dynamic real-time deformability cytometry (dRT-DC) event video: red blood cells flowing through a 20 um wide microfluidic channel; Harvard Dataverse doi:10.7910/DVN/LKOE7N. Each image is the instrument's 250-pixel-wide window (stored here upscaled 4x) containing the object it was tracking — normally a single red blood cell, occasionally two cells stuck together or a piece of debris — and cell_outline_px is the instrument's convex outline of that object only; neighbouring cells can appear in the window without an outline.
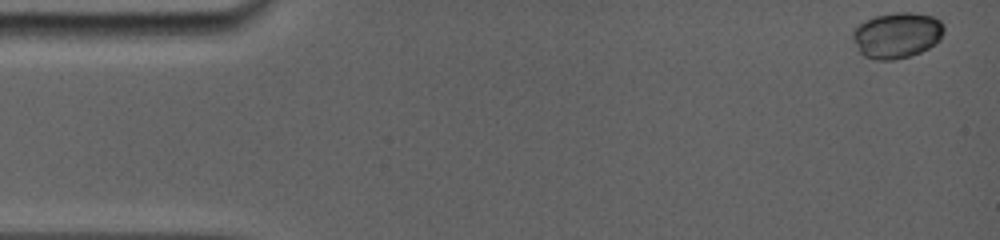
{"species": "common noctule bat (a hibernating species)", "species_latin": "Nyctalus noctula", "temperature_condition": "room temperature", "stored_images_in_passage": 30, "camera_frame_rate_fps": 5000, "um_per_image_px": 0.085, "animal": {"sex": "female", "body_mass_g": 19.0, "forearm_length_mm": 56.7}, "frame": {"image": 1, "passage_image": 1, "time_ms": 0.0, "image_size_px": [1000, 240], "cell_outline_px": [[944, 32], [940, 40], [936, 44], [920, 52], [908, 56], [892, 60], [876, 60], [864, 56], [860, 52], [852, 40], [852, 28], [864, 20], [876, 16], [896, 12], [912, 12], [932, 16], [940, 20], [944, 24]], "centroid_in_image_um": [76.22, 2.98], "position_along_channel_um": 8.8, "area_um2": 24.62}}
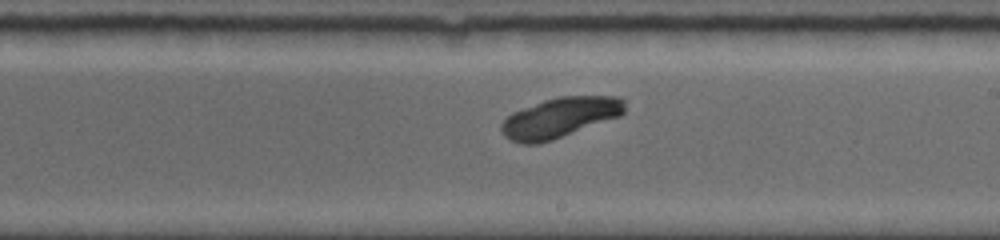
{"frame": {"image": 2, "passage_image": 18, "time_ms": 9.2, "image_size_px": [1000, 240], "cell_outline_px": [[624, 112], [620, 116], [552, 140], [540, 144], [520, 144], [504, 136], [500, 128], [500, 124], [512, 112], [544, 100], [560, 96], [620, 96], [624, 100]], "centroid_in_image_um": [47.57, 10.0], "position_along_channel_um": 241.4, "area_um2": 28.78}}
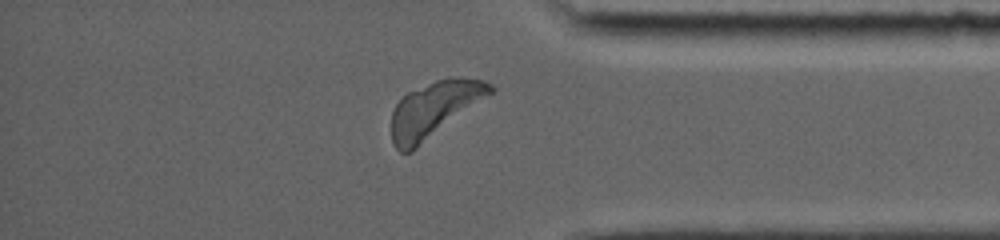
{"frame": {"image": 3, "passage_image": 28, "time_ms": 13.4, "image_size_px": [1000, 240], "cell_outline_px": [[496, 88], [492, 92], [412, 152], [400, 152], [392, 144], [392, 112], [396, 104], [408, 92], [436, 80], [448, 76], [460, 76], [484, 80], [492, 84]], "centroid_in_image_um": [36.91, 9.27], "position_along_channel_um": 398.3, "area_um2": 31.73}}